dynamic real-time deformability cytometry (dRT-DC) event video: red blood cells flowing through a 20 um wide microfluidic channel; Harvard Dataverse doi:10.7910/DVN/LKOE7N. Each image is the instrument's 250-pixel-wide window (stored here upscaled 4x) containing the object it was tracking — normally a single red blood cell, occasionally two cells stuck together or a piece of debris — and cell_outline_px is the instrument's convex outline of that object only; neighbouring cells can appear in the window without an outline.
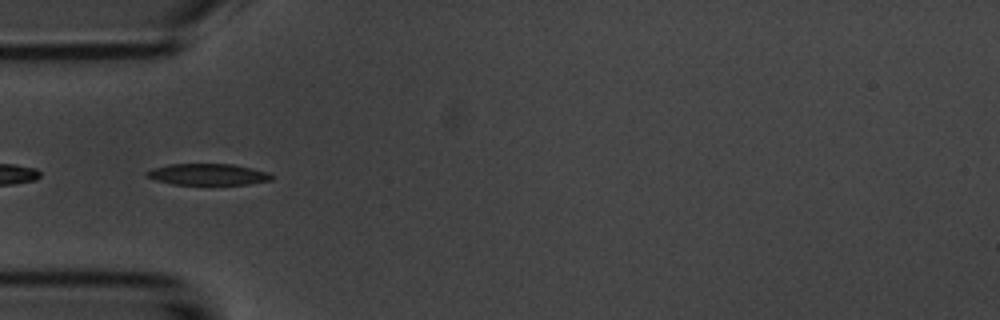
{"species": "common noctule bat (a hibernating species)", "species_latin": "Nyctalus noctula", "temperature_condition": "room temperature", "stored_images_in_passage": 16, "camera_frame_rate_fps": 3000, "um_per_image_px": 0.085, "animal": {"sex": "male", "body_mass_g": 20.1, "forearm_length_mm": 53.5}, "frame": {"image": 1, "passage_image": 14, "time_ms": 4.333, "image_size_px": [1000, 320], "cell_outline_px": [[272, 180], [248, 184], [172, 184], [156, 180], [144, 176], [144, 172], [152, 168], [168, 164], [232, 164], [252, 168], [268, 172], [272, 176]], "centroid_in_image_um": [17.62, 14.81], "position_along_channel_um": 67.4, "area_um2": 15.55}}